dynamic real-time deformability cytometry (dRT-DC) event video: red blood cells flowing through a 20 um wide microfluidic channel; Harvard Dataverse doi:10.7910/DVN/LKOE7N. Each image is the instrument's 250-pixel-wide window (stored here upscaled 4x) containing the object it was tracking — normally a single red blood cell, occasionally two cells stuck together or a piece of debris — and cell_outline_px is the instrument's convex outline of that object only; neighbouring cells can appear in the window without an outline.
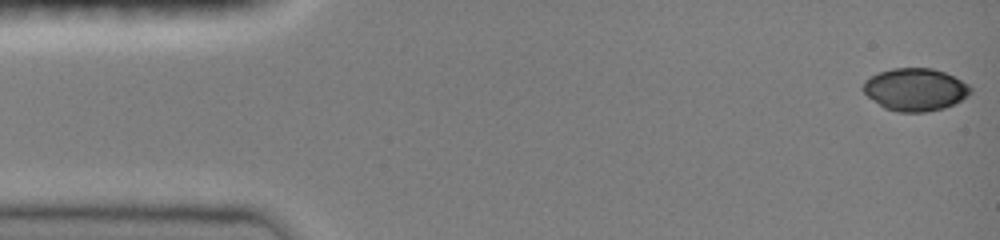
{"species": "common noctule bat (a hibernating species)", "species_latin": "Nyctalus noctula", "temperature_condition": "room temperature", "stored_images_in_passage": 10, "camera_frame_rate_fps": 3000, "um_per_image_px": 0.085, "animal": {"sex": "female", "body_mass_g": 19.0, "forearm_length_mm": 51.5}, "frame": {"image": 1, "passage_image": 1, "time_ms": 0.0, "image_size_px": [1000, 240], "cell_outline_px": [[972, 92], [968, 96], [944, 108], [924, 112], [896, 112], [884, 108], [868, 96], [860, 88], [864, 80], [880, 72], [892, 68], [932, 68], [944, 72], [968, 84], [972, 88]], "centroid_in_image_um": [77.77, 7.61], "position_along_channel_um": 7.2, "area_um2": 26.59}}